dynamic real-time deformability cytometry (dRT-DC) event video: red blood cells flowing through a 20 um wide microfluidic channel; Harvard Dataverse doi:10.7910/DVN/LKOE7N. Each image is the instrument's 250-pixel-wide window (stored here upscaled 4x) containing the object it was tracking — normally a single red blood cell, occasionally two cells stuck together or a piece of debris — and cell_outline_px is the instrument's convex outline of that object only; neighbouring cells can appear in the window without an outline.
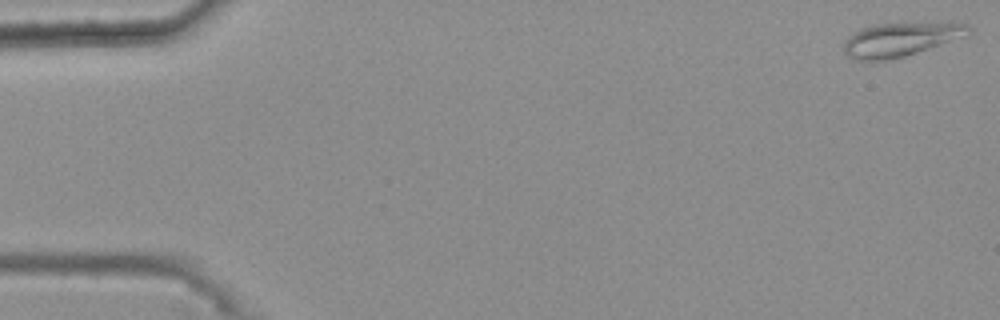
{"species": "common noctule bat (a hibernating species)", "species_latin": "Nyctalus noctula", "temperature_condition": "warm", "stored_images_in_passage": 50, "camera_frame_rate_fps": 3000, "um_per_image_px": 0.085, "animal": {"sex": "female", "body_mass_g": 25.1}, "frame": {"image": 1, "passage_image": 1, "time_ms": 0.0, "image_size_px": [1000, 320], "cell_outline_px": [[972, 32], [968, 36], [904, 56], [884, 60], [856, 60], [848, 56], [844, 52], [844, 40], [852, 32], [860, 28], [876, 24], [968, 24], [972, 28]], "centroid_in_image_um": [76.51, 3.36], "position_along_channel_um": 8.5, "area_um2": 24.16}}
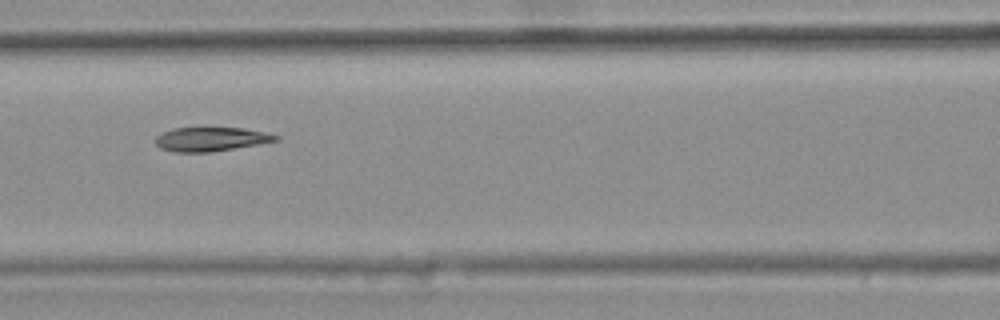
{"frame": {"image": 2, "passage_image": 24, "time_ms": 7.667, "image_size_px": [1000, 320], "cell_outline_px": [[280, 140], [208, 152], [176, 152], [160, 148], [152, 140], [156, 136], [172, 128], [200, 124], [204, 124], [244, 128], [264, 132], [280, 136]], "centroid_in_image_um": [17.86, 11.76], "position_along_channel_um": 148.7, "area_um2": 17.74}}
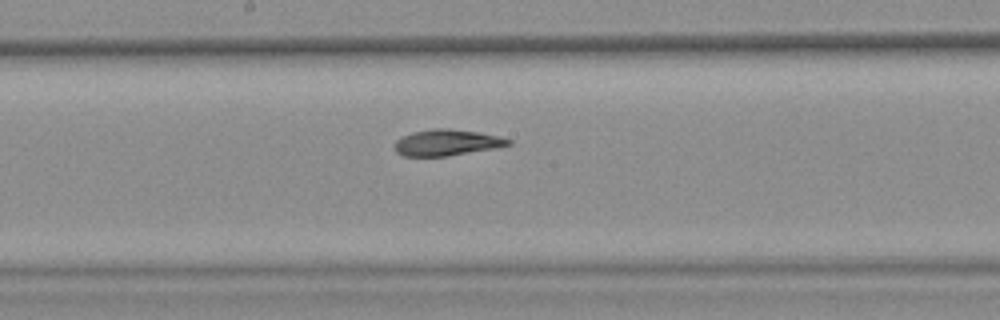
{"frame": {"image": 3, "passage_image": 29, "time_ms": 9.333, "image_size_px": [1000, 320], "cell_outline_px": [[512, 144], [496, 148], [448, 156], [404, 156], [396, 152], [396, 140], [412, 132], [432, 128], [448, 128], [480, 132], [512, 140]], "centroid_in_image_um": [38.0, 12.11], "position_along_channel_um": 210.2, "area_um2": 17.28}, "authors_computed_cell_mechanics": {"area_um2": 17.9469, "velocity_mm_per_s": 3.716, "shape_relaxation_time_tau1_ms": null, "shape_relaxation_time_tau2_ms": 3.407, "deformation_change_tau1": null, "deformation_change_tau2": 0.0901}}